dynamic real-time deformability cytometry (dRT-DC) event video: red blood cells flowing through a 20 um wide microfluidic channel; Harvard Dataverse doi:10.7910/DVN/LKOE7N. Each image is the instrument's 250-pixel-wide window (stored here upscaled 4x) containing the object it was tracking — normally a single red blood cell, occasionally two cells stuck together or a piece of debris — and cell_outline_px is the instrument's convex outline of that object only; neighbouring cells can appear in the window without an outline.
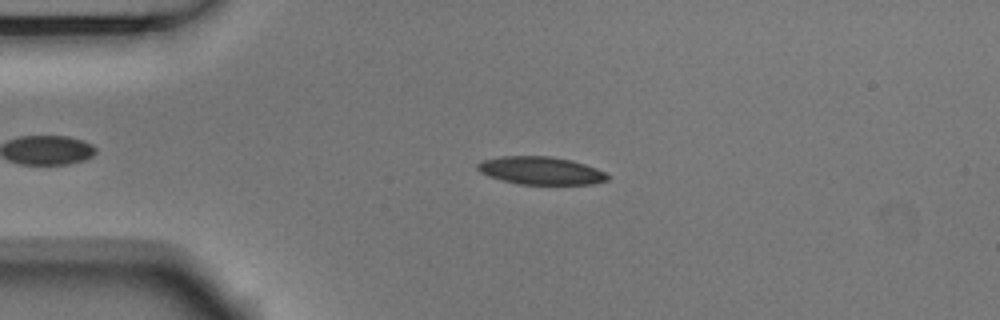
{"species": "Egyptian fruit bat (a non-hibernating species)", "species_latin": "Rousettus aegyptiacus", "temperature_condition": "room temperature", "stored_images_in_passage": 4, "camera_frame_rate_fps": 3000, "um_per_image_px": 0.085, "animal": {"sex": "male"}, "frame": {"image": 1, "passage_image": 3, "time_ms": 0.667, "image_size_px": [1000, 320], "cell_outline_px": [[608, 180], [592, 184], [520, 184], [488, 176], [480, 172], [476, 168], [476, 164], [484, 160], [500, 156], [552, 156], [572, 160], [596, 168], [604, 172], [608, 176]], "centroid_in_image_um": [45.95, 14.49], "position_along_channel_um": 39.0, "area_um2": 20.98}}